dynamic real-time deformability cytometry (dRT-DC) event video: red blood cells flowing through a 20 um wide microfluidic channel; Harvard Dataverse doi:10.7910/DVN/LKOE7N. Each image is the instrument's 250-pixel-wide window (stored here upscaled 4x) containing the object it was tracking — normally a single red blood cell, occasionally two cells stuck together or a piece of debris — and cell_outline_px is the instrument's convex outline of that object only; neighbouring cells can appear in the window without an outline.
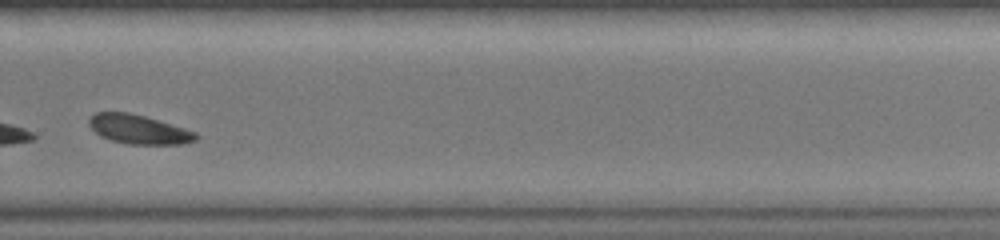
{"species": "common noctule bat (a hibernating species)", "species_latin": "Nyctalus noctula", "temperature_condition": "warm", "stored_images_in_passage": 23, "camera_frame_rate_fps": 3000, "um_per_image_px": 0.085, "animal": {"sex": "female", "body_mass_g": 19.0, "forearm_length_mm": 51.5}, "frame": {"image": 1, "passage_image": 17, "time_ms": 5.333, "image_size_px": [1000, 240], "cell_outline_px": [[200, 136], [196, 140], [184, 144], [128, 144], [112, 140], [100, 136], [88, 124], [88, 116], [96, 112], [128, 112], [144, 116], [184, 128], [196, 132]], "centroid_in_image_um": [11.78, 10.99], "position_along_channel_um": 318.0, "area_um2": 18.15}}